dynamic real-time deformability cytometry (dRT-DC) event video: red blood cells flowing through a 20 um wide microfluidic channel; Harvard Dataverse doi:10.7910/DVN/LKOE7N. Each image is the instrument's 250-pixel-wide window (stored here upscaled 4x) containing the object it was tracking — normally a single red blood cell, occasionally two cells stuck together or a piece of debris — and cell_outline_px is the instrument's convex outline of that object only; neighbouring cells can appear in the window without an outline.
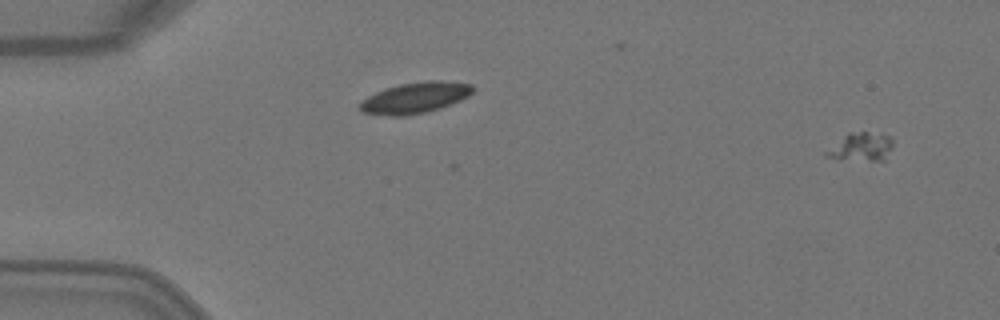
{"species": "Egyptian fruit bat (a non-hibernating species)", "species_latin": "Rousettus aegyptiacus", "temperature_condition": "warm", "stored_images_in_passage": 4, "camera_frame_rate_fps": 3000, "um_per_image_px": 0.085, "animal": {"sex": "female"}, "frame": {"image": 1, "passage_image": 1, "time_ms": 0.0, "image_size_px": [1000, 320], "cell_outline_px": [[892, 148], [884, 160], [840, 160], [824, 156], [824, 152], [848, 132], [868, 132], [892, 136]], "centroid_in_image_um": [73.17, 12.49], "position_along_channel_um": 11.8, "area_um2": 11.1}}
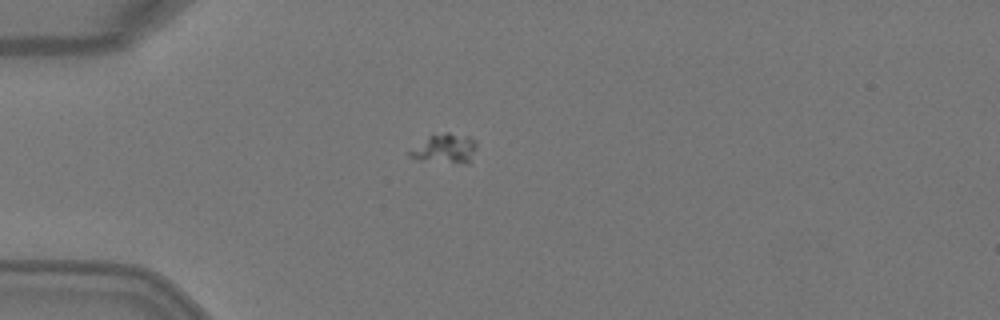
{"frame": {"image": 2, "passage_image": 4, "time_ms": 1.0, "image_size_px": [1000, 320], "cell_outline_px": [[476, 148], [468, 164], [464, 164], [420, 160], [408, 156], [404, 152], [428, 136], [444, 132], [448, 132], [468, 136], [476, 140]], "centroid_in_image_um": [37.77, 12.63], "position_along_channel_um": 47.2, "area_um2": 11.79}}